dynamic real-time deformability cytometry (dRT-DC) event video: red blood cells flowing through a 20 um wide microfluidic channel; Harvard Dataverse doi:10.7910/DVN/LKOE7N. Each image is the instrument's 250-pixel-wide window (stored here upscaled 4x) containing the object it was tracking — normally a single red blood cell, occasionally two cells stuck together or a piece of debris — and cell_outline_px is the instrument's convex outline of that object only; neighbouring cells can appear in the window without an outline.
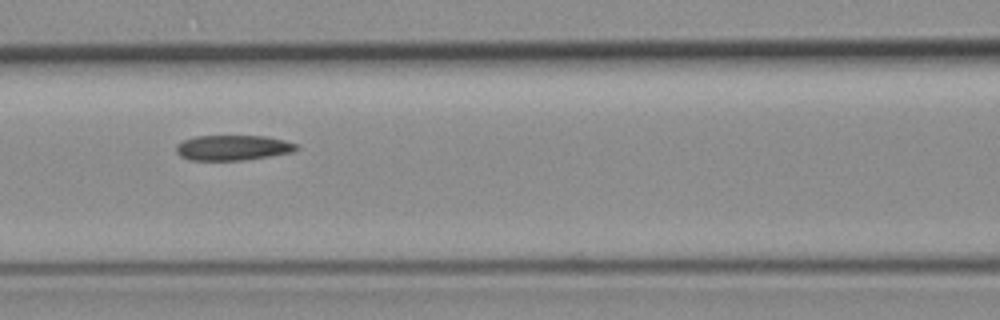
{"species": "common noctule bat (a hibernating species)", "species_latin": "Nyctalus noctula", "temperature_condition": "room temperature", "stored_images_in_passage": 6, "camera_frame_rate_fps": 3000, "um_per_image_px": 0.085, "animal": {"sex": "female", "body_mass_g": 19.3, "forearm_length_mm": 54.1}, "frame": {"image": 1, "passage_image": 4, "time_ms": 3.333, "image_size_px": [1000, 320], "cell_outline_px": [[300, 148], [296, 152], [244, 160], [192, 160], [180, 156], [176, 152], [176, 144], [184, 140], [196, 136], [264, 136], [284, 140], [300, 144]], "centroid_in_image_um": [19.85, 12.56], "position_along_channel_um": 146.7, "area_um2": 17.86}}
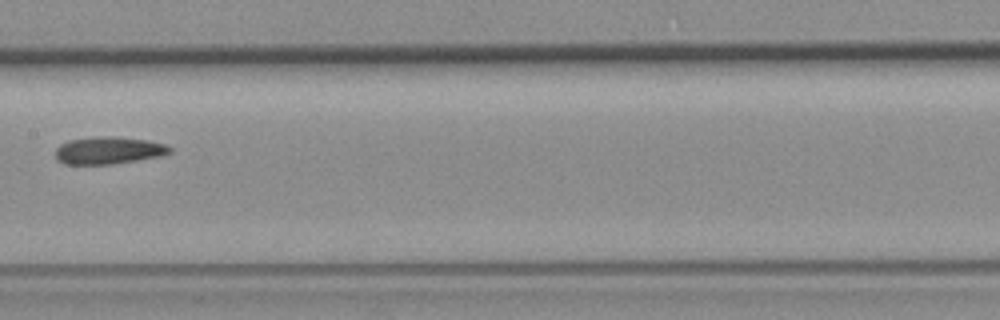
{"frame": {"image": 2, "passage_image": 5, "time_ms": 4.667, "image_size_px": [1000, 320], "cell_outline_px": [[172, 152], [160, 156], [112, 164], [64, 164], [56, 160], [56, 148], [60, 144], [68, 140], [104, 136], [112, 136], [148, 140], [164, 144], [172, 148]], "centroid_in_image_um": [9.21, 12.78], "position_along_channel_um": 198.2, "area_um2": 18.15}}
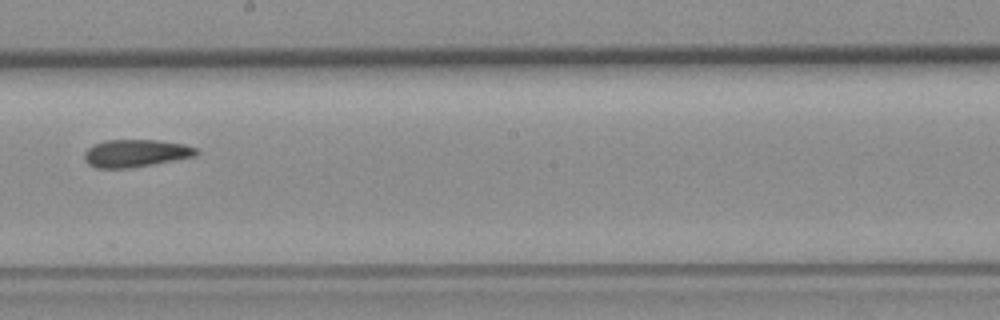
{"frame": {"image": 3, "passage_image": 6, "time_ms": 5.667, "image_size_px": [1000, 320], "cell_outline_px": [[200, 152], [196, 156], [152, 164], [128, 168], [96, 168], [88, 164], [84, 160], [84, 152], [88, 148], [104, 140], [156, 140], [184, 144], [196, 148]], "centroid_in_image_um": [11.53, 13.02], "position_along_channel_um": 236.7, "area_um2": 17.92}}